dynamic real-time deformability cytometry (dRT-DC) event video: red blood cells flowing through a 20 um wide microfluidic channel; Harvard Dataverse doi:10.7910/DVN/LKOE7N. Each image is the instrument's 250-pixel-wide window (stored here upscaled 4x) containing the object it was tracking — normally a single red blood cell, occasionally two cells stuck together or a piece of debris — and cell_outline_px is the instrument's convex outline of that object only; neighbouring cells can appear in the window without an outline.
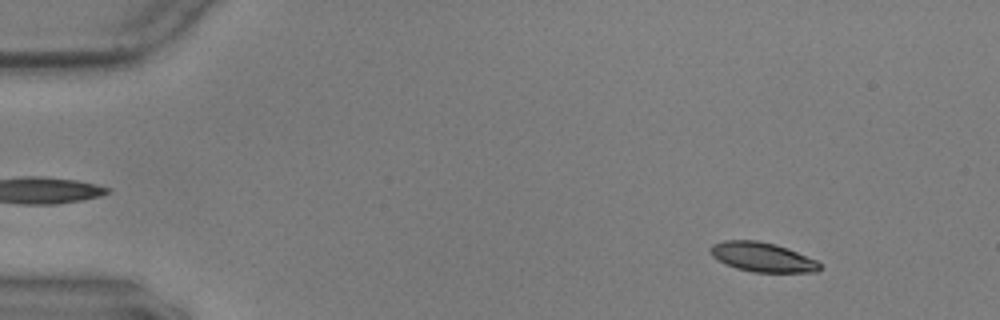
{"species": "common noctule bat (a hibernating species)", "species_latin": "Nyctalus noctula", "temperature_condition": "warm", "stored_images_in_passage": 56, "camera_frame_rate_fps": 3000, "um_per_image_px": 0.085, "animal": {"sex": "male", "body_mass_g": 17.9, "forearm_length_mm": 54.2}, "frame": {"image": 1, "passage_image": 6, "time_ms": 1.667, "image_size_px": [1000, 320], "cell_outline_px": [[820, 268], [816, 272], [752, 272], [736, 268], [724, 264], [712, 256], [712, 244], [724, 240], [756, 240], [776, 244], [788, 248], [816, 260], [820, 264]], "centroid_in_image_um": [64.79, 21.85], "position_along_channel_um": 20.2, "area_um2": 18.67}}
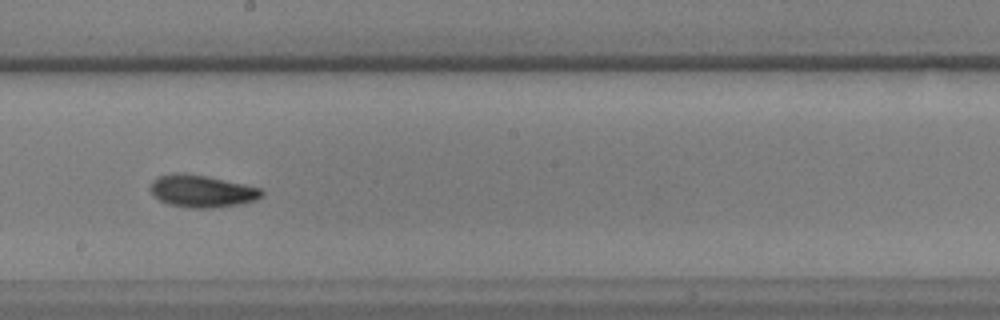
{"frame": {"image": 2, "passage_image": 32, "time_ms": 10.333, "image_size_px": [1000, 320], "cell_outline_px": [[264, 192], [256, 200], [240, 204], [212, 208], [192, 208], [168, 204], [160, 200], [148, 188], [152, 180], [156, 176], [180, 172], [208, 176], [264, 188]], "centroid_in_image_um": [17.16, 16.23], "position_along_channel_um": 231.0, "area_um2": 21.15}}
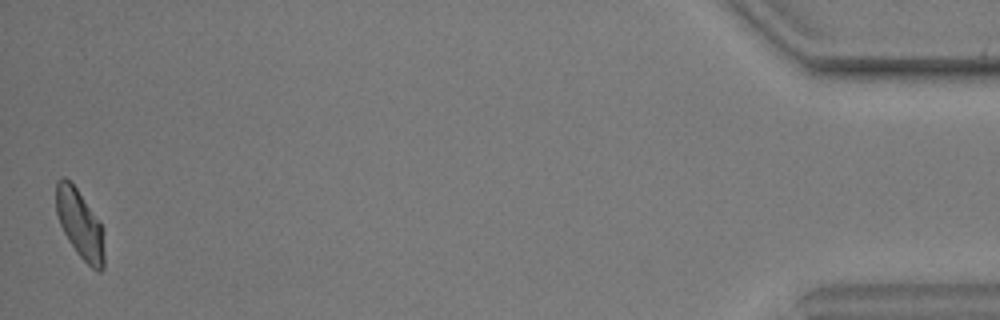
{"frame": {"image": 3, "passage_image": 56, "time_ms": 18.333, "image_size_px": [1000, 320], "cell_outline_px": [[104, 268], [100, 272], [96, 272], [76, 252], [68, 240], [60, 224], [56, 212], [56, 180], [60, 176], [64, 176], [76, 188], [100, 220], [104, 228]], "centroid_in_image_um": [6.82, 19.06], "position_along_channel_um": 428.4, "area_um2": 19.59}, "authors_computed_cell_mechanics": {"area_um2": 19.7098, "velocity_mm_per_s": 3.548, "shape_relaxation_time_tau1_ms": 3.1104, "shape_relaxation_time_tau2_ms": 3.7663, "deformation_change_tau1": 0.136, "deformation_change_tau2": 0.0942}}